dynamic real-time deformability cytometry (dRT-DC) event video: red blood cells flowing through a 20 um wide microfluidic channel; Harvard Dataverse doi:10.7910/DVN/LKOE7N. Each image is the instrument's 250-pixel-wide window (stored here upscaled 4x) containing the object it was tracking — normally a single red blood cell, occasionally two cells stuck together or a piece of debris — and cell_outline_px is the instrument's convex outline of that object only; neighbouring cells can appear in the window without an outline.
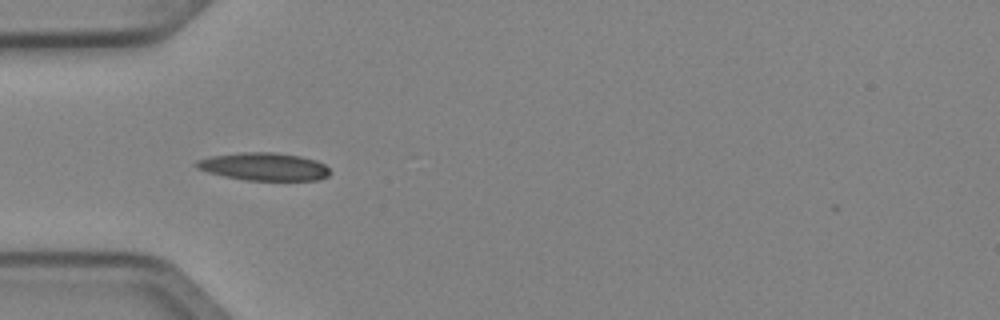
{"species": "Egyptian fruit bat (a non-hibernating species)", "species_latin": "Rousettus aegyptiacus", "temperature_condition": "cold", "stored_images_in_passage": 35, "camera_frame_rate_fps": 3000, "um_per_image_px": 0.085, "animal": {"sex": "female"}, "frame": {"image": 1, "passage_image": 1, "time_ms": 0.0, "image_size_px": [1000, 320], "cell_outline_px": [[328, 176], [316, 180], [244, 180], [224, 176], [208, 172], [196, 168], [192, 164], [196, 160], [212, 156], [240, 152], [272, 152], [300, 156], [316, 160], [324, 164], [328, 168]], "centroid_in_image_um": [22.38, 14.16], "position_along_channel_um": 62.6, "area_um2": 21.62}}
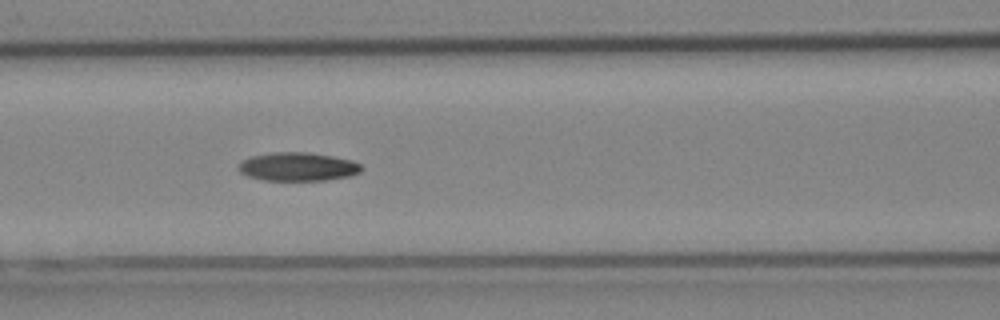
{"frame": {"image": 2, "passage_image": 7, "time_ms": 2.0, "image_size_px": [1000, 320], "cell_outline_px": [[360, 172], [352, 176], [324, 180], [264, 180], [248, 176], [240, 172], [236, 168], [244, 160], [252, 156], [272, 152], [308, 152], [332, 156], [352, 160], [360, 164]], "centroid_in_image_um": [25.31, 14.17], "position_along_channel_um": 141.3, "area_um2": 20.35}}
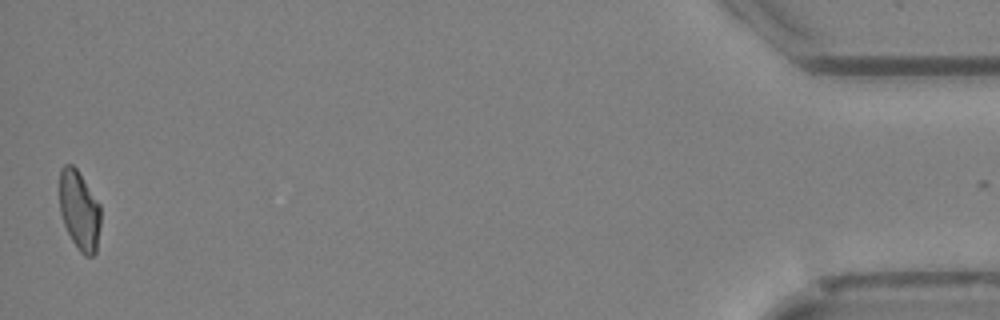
{"frame": {"image": 3, "passage_image": 35, "time_ms": 11.333, "image_size_px": [1000, 320], "cell_outline_px": [[100, 224], [96, 252], [92, 256], [84, 256], [80, 252], [72, 240], [64, 224], [60, 212], [60, 168], [64, 164], [72, 164], [76, 168], [100, 204]], "centroid_in_image_um": [6.75, 17.88], "position_along_channel_um": 428.5, "area_um2": 18.96}}